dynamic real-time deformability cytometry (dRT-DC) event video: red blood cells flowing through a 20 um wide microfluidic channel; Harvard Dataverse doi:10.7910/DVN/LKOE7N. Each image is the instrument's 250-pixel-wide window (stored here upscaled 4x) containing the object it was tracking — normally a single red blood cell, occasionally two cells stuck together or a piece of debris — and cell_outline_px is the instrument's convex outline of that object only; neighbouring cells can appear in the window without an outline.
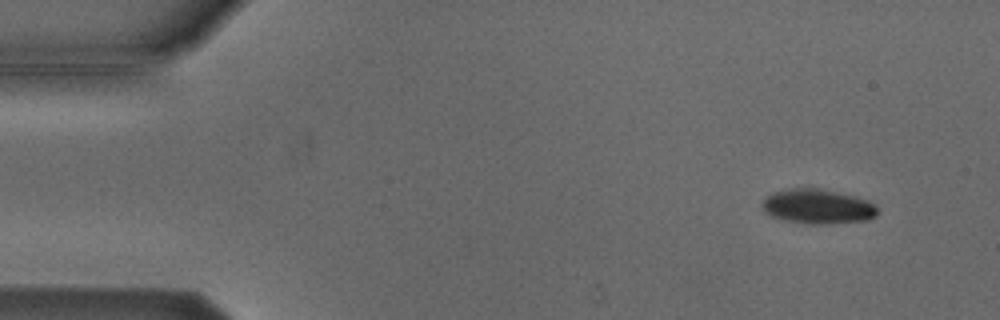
{"species": "Egyptian fruit bat (a non-hibernating species)", "species_latin": "Rousettus aegyptiacus", "temperature_condition": "cold", "stored_images_in_passage": 4, "camera_frame_rate_fps": 3000, "um_per_image_px": 0.085, "animal": {"sex": "male"}, "frame": {"image": 1, "passage_image": 1, "time_ms": 0.0, "image_size_px": [1000, 320], "cell_outline_px": [[876, 216], [868, 220], [832, 224], [808, 224], [784, 220], [772, 216], [760, 204], [760, 200], [764, 196], [772, 192], [784, 188], [816, 188], [856, 196], [868, 200], [876, 204]], "centroid_in_image_um": [69.48, 17.54], "position_along_channel_um": 15.5, "area_um2": 23.58}}